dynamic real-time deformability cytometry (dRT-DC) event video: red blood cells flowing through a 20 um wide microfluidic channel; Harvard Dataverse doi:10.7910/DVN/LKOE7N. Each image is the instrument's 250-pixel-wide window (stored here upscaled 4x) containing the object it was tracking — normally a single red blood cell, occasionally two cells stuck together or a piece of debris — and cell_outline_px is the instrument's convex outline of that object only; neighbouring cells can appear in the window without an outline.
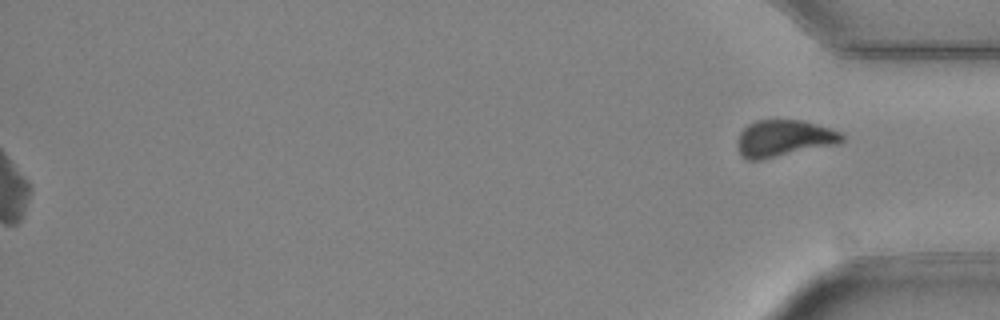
{"species": "Egyptian fruit bat (a non-hibernating species)", "species_latin": "Rousettus aegyptiacus", "temperature_condition": "cold", "stored_images_in_passage": 40, "segment_of_instrument_passage": [2, 2], "camera_frame_rate_fps": 3000, "um_per_image_px": 0.085, "animal": {"sex": "female"}, "frame": {"image": 1, "passage_image": 40, "time_ms": 13.0, "image_size_px": [1000, 320], "cell_outline_px": [[844, 140], [840, 144], [760, 160], [748, 160], [740, 156], [736, 144], [740, 132], [748, 124], [756, 120], [804, 120], [832, 128], [840, 132], [844, 136]], "centroid_in_image_um": [66.64, 11.76], "position_along_channel_um": 368.6, "area_um2": 22.77}}